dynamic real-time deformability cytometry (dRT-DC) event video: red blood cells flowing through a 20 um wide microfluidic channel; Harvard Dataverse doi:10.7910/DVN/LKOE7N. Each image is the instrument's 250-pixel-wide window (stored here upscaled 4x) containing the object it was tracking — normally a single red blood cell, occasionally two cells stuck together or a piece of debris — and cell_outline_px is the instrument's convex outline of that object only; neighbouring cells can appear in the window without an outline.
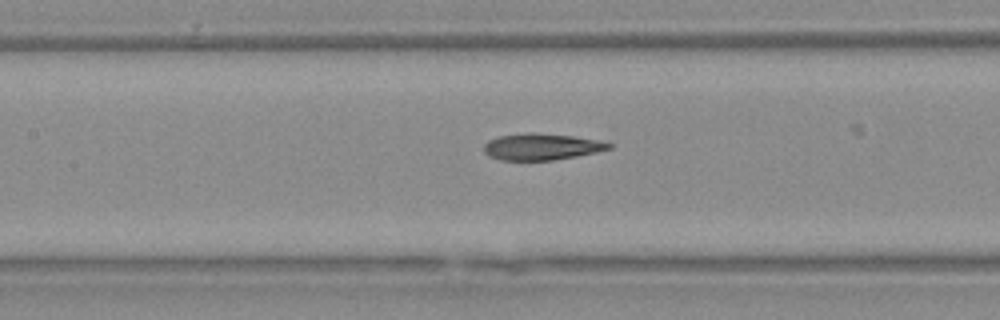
{"species": "Egyptian fruit bat (a non-hibernating species)", "species_latin": "Rousettus aegyptiacus", "temperature_condition": "warm", "stored_images_in_passage": 19, "camera_frame_rate_fps": 3000, "um_per_image_px": 0.085, "animal": {"sex": "female"}, "frame": {"image": 1, "passage_image": 6, "time_ms": 1.667, "image_size_px": [1000, 320], "cell_outline_px": [[612, 148], [596, 152], [576, 156], [552, 160], [500, 160], [488, 156], [484, 152], [484, 144], [488, 140], [500, 136], [528, 132], [536, 132], [572, 136], [596, 140], [612, 144]], "centroid_in_image_um": [45.99, 12.47], "position_along_channel_um": 161.4, "area_um2": 19.25}}
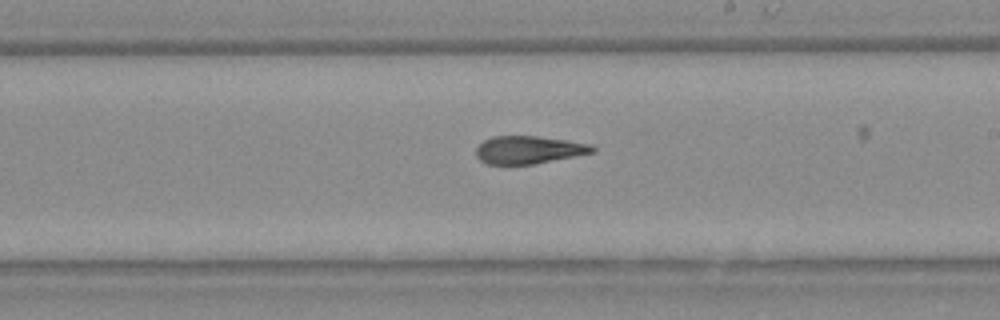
{"frame": {"image": 2, "passage_image": 11, "time_ms": 3.333, "image_size_px": [1000, 320], "cell_outline_px": [[596, 152], [532, 164], [488, 164], [480, 160], [476, 156], [476, 148], [484, 140], [492, 136], [536, 136], [568, 140], [592, 144], [596, 148]], "centroid_in_image_um": [44.96, 12.73], "position_along_channel_um": 244.0, "area_um2": 18.84}}